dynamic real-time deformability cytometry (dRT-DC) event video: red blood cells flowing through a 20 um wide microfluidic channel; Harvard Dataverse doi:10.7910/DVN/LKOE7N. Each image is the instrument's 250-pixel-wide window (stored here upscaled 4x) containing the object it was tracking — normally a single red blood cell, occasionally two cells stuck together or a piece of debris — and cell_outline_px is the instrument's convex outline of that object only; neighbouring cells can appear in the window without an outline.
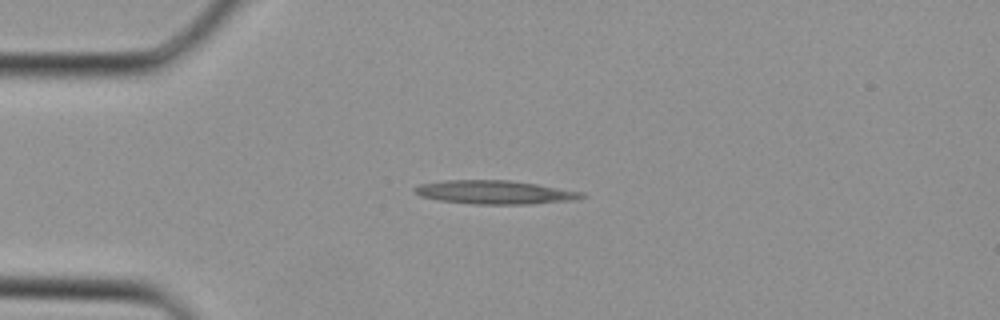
{"species": "Egyptian fruit bat (a non-hibernating species)", "species_latin": "Rousettus aegyptiacus", "temperature_condition": "cold", "stored_images_in_passage": 35, "camera_frame_rate_fps": 3000, "um_per_image_px": 0.085, "animal": {"sex": "female"}, "frame": {"image": 1, "passage_image": 8, "time_ms": 2.333, "image_size_px": [1000, 320], "cell_outline_px": [[588, 196], [576, 200], [528, 204], [476, 204], [436, 200], [420, 196], [412, 192], [412, 188], [420, 184], [444, 180], [508, 180], [536, 184], [584, 192]], "centroid_in_image_um": [42.04, 16.34], "position_along_channel_um": 43.0, "area_um2": 23.18}}
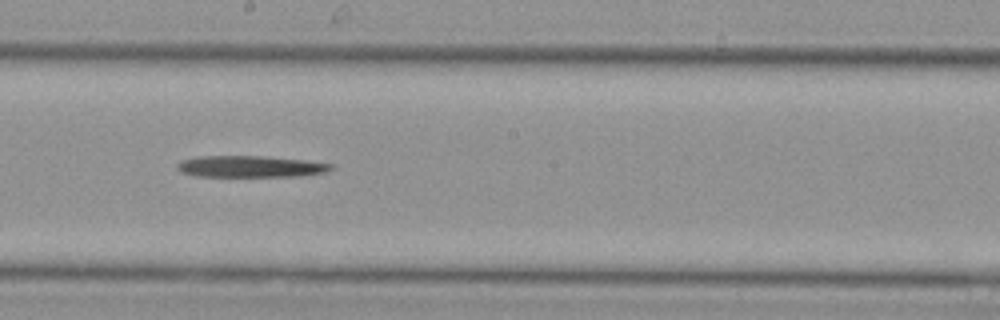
{"frame": {"image": 2, "passage_image": 19, "time_ms": 6.0, "image_size_px": [1000, 320], "cell_outline_px": [[336, 168], [324, 172], [300, 176], [196, 176], [180, 172], [176, 168], [176, 164], [180, 160], [196, 156], [264, 156], [304, 160], [332, 164]], "centroid_in_image_um": [21.23, 14.15], "position_along_channel_um": 227.0, "area_um2": 19.36}}
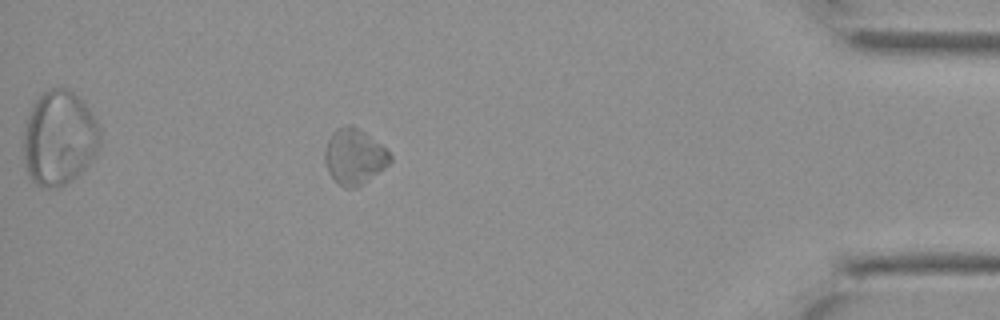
{"frame": {"image": 3, "passage_image": 31, "time_ms": 10.0, "image_size_px": [1000, 320], "cell_outline_px": [[392, 160], [384, 168], [356, 188], [344, 188], [328, 172], [324, 160], [324, 152], [328, 140], [332, 132], [336, 128], [348, 124], [352, 124], [364, 132], [380, 144], [392, 156]], "centroid_in_image_um": [30.09, 13.29], "position_along_channel_um": 405.1, "area_um2": 20.92}}